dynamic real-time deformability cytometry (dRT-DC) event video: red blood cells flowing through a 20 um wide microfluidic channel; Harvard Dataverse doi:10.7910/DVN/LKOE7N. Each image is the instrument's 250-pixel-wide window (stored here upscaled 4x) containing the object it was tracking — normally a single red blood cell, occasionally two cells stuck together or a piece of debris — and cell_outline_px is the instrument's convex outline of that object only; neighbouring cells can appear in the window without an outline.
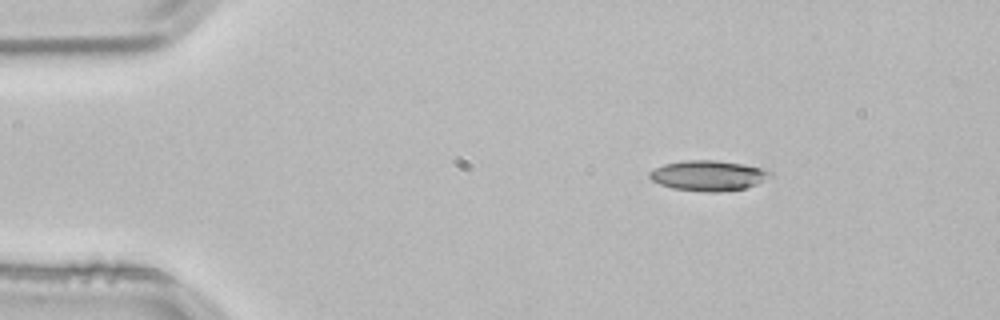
{"species": "common noctule bat (a hibernating species)", "species_latin": "Nyctalus noctula", "temperature_condition": "room temperature", "stored_images_in_passage": 3, "camera_frame_rate_fps": 3000, "um_per_image_px": 0.085, "animal": {"sex": "male", "body_mass_g": 21.5, "forearm_length_mm": 52.0}, "frame": {"image": 1, "passage_image": 3, "time_ms": 0.667, "image_size_px": [1000, 320], "cell_outline_px": [[776, 176], [756, 184], [744, 188], [724, 192], [708, 192], [672, 188], [660, 184], [652, 180], [648, 176], [648, 172], [664, 164], [684, 160], [716, 160], [744, 164], [760, 168], [772, 172]], "centroid_in_image_um": [60.24, 14.92], "position_along_channel_um": 24.8, "area_um2": 21.44}}